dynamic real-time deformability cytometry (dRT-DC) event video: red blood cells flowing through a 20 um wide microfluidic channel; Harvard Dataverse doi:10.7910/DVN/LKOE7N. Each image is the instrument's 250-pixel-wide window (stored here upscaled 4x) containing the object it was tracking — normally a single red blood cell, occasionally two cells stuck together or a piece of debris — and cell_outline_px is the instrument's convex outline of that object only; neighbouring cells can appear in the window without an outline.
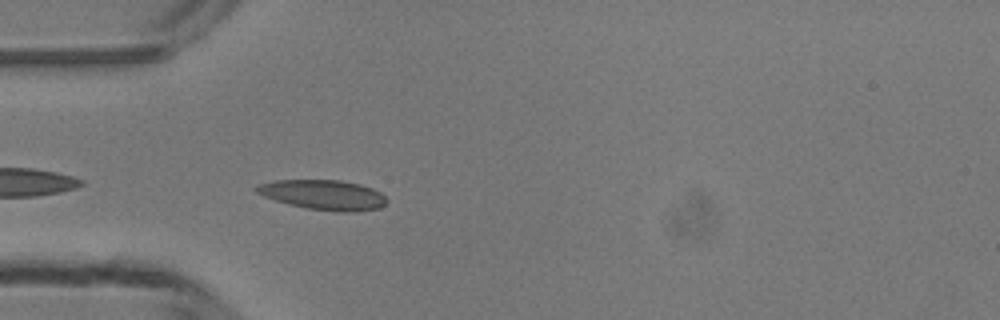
{"species": "common noctule bat (a hibernating species)", "species_latin": "Nyctalus noctula", "temperature_condition": "room temperature", "stored_images_in_passage": 36, "camera_frame_rate_fps": 3000, "um_per_image_px": 0.085, "animal": {"sex": "male", "body_mass_g": 13.3}, "frame": {"image": 1, "passage_image": 2, "time_ms": 0.333, "image_size_px": [1000, 320], "cell_outline_px": [[388, 200], [380, 208], [356, 212], [336, 212], [308, 208], [288, 204], [264, 196], [256, 192], [252, 188], [260, 184], [276, 180], [340, 180], [360, 184], [372, 188], [380, 192]], "centroid_in_image_um": [27.5, 16.56], "position_along_channel_um": 57.5, "area_um2": 22.72}}
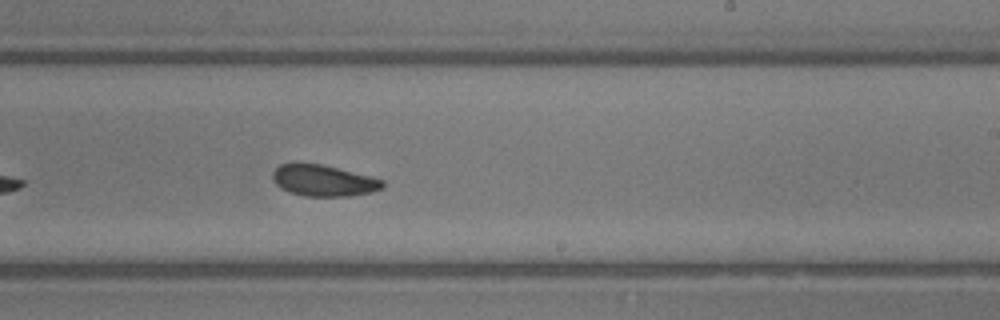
{"frame": {"image": 2, "passage_image": 17, "time_ms": 5.333, "image_size_px": [1000, 320], "cell_outline_px": [[384, 188], [372, 192], [352, 196], [304, 196], [280, 188], [272, 180], [272, 172], [280, 164], [320, 164], [384, 180]], "centroid_in_image_um": [27.5, 15.37], "position_along_channel_um": 261.5, "area_um2": 19.77}}
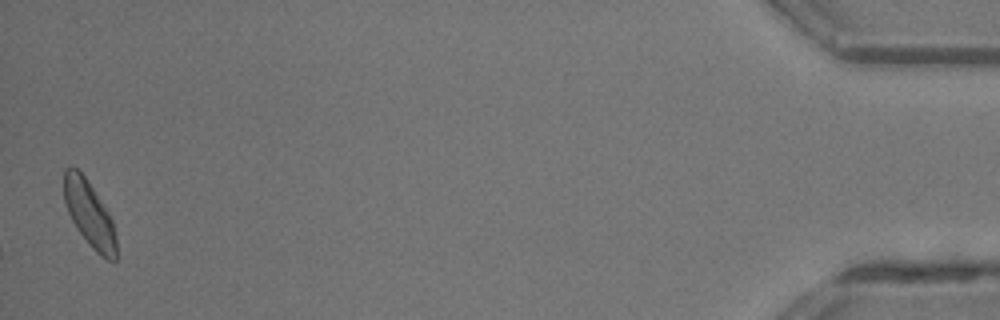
{"frame": {"image": 3, "passage_image": 36, "time_ms": 11.667, "image_size_px": [1000, 320], "cell_outline_px": [[116, 260], [108, 260], [100, 256], [92, 248], [76, 228], [68, 212], [64, 200], [64, 168], [76, 168], [84, 176], [108, 212], [112, 220], [116, 236]], "centroid_in_image_um": [7.59, 18.22], "position_along_channel_um": 427.6, "area_um2": 19.71}, "authors_computed_cell_mechanics": {"area_um2": 20.4323, "velocity_mm_per_s": 4.1544, "shape_relaxation_time_tau1_ms": 4.2164, "shape_relaxation_time_tau2_ms": null, "deformation_change_tau1": 0.103, "deformation_change_tau2": null}}